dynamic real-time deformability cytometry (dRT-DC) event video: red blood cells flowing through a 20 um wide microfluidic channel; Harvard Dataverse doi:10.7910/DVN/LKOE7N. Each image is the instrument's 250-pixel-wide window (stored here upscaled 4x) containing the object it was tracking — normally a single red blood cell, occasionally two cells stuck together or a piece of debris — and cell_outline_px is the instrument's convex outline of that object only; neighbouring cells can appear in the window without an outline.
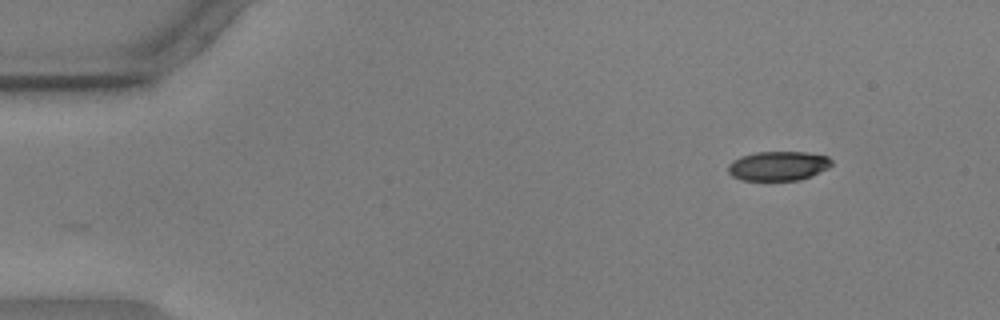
{"species": "common noctule bat (a hibernating species)", "species_latin": "Nyctalus noctula", "temperature_condition": "warm", "stored_images_in_passage": 51, "camera_frame_rate_fps": 3000, "um_per_image_px": 0.085, "animal": {"sex": "male", "body_mass_g": 17.9, "forearm_length_mm": 54.2}, "frame": {"image": 1, "passage_image": 1, "time_ms": 0.0, "image_size_px": [1000, 320], "cell_outline_px": [[832, 164], [828, 168], [812, 176], [800, 180], [740, 180], [732, 176], [728, 172], [728, 164], [732, 160], [740, 156], [756, 152], [804, 152], [828, 156], [832, 160]], "centroid_in_image_um": [66.14, 14.1], "position_along_channel_um": 18.9, "area_um2": 17.86}}
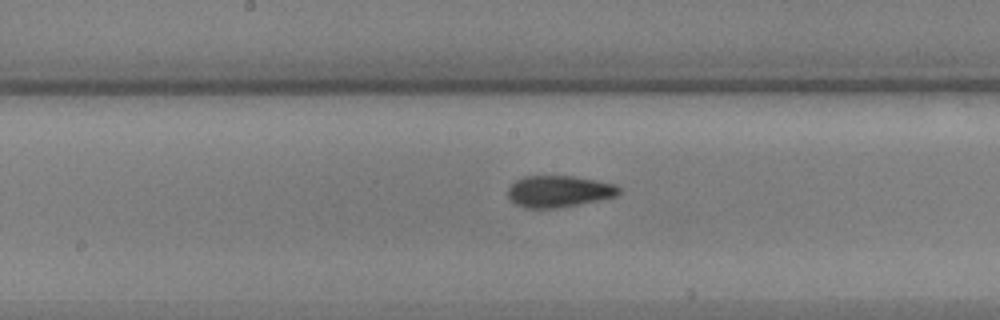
{"frame": {"image": 2, "passage_image": 24, "time_ms": 7.667, "image_size_px": [1000, 320], "cell_outline_px": [[620, 192], [616, 196], [600, 200], [556, 208], [524, 208], [516, 204], [508, 196], [508, 188], [516, 180], [524, 176], [572, 176], [596, 180], [616, 184], [620, 188]], "centroid_in_image_um": [47.51, 16.26], "position_along_channel_um": 200.7, "area_um2": 20.4}}
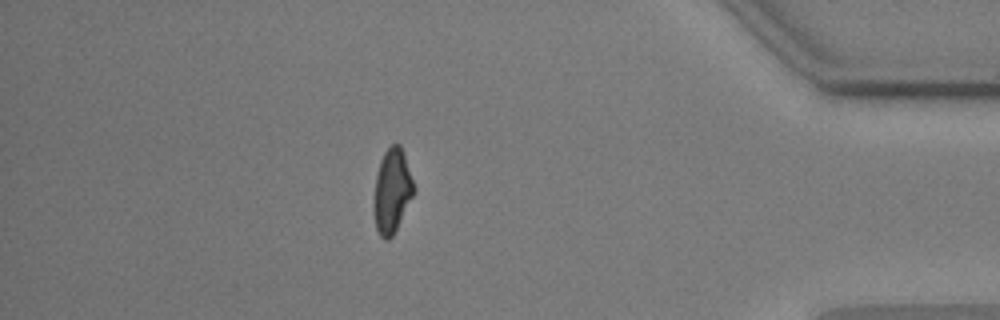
{"frame": {"image": 3, "passage_image": 44, "time_ms": 14.333, "image_size_px": [1000, 320], "cell_outline_px": [[416, 192], [392, 236], [388, 240], [384, 240], [380, 236], [376, 228], [372, 204], [376, 176], [380, 160], [384, 152], [392, 144], [400, 144], [416, 188]], "centroid_in_image_um": [33.32, 16.25], "position_along_channel_um": 401.9, "area_um2": 19.83}, "authors_computed_cell_mechanics": {"area_um2": 20.0566, "velocity_mm_per_s": 3.5939, "shape_relaxation_time_tau1_ms": 6.8783, "shape_relaxation_time_tau2_ms": 1.4608, "deformation_change_tau1": 0.1887, "deformation_change_tau2": 0.0678}}